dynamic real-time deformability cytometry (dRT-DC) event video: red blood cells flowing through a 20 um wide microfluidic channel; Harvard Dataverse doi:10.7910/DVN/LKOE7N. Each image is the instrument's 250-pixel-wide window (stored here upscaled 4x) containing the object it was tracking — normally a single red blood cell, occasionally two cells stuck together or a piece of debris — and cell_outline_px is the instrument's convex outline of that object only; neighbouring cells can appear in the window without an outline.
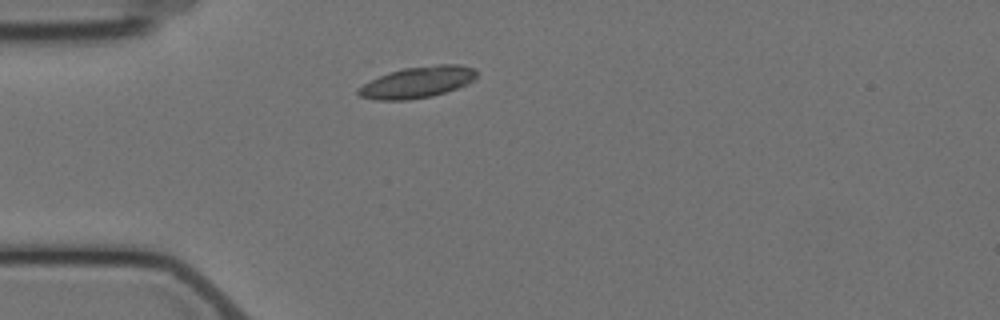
{"species": "Egyptian fruit bat (a non-hibernating species)", "species_latin": "Rousettus aegyptiacus", "temperature_condition": "cold", "stored_images_in_passage": 1, "camera_frame_rate_fps": 3000, "um_per_image_px": 0.085, "animal": {"sex": "female"}, "frame": {"image": 1, "passage_image": 1, "time_ms": 0.0, "image_size_px": [1000, 320], "cell_outline_px": [[476, 80], [456, 88], [432, 96], [408, 100], [376, 100], [360, 96], [356, 92], [364, 84], [380, 76], [404, 68], [436, 64], [460, 64], [476, 68]], "centroid_in_image_um": [35.54, 6.98], "position_along_channel_um": 49.5, "area_um2": 21.44}}